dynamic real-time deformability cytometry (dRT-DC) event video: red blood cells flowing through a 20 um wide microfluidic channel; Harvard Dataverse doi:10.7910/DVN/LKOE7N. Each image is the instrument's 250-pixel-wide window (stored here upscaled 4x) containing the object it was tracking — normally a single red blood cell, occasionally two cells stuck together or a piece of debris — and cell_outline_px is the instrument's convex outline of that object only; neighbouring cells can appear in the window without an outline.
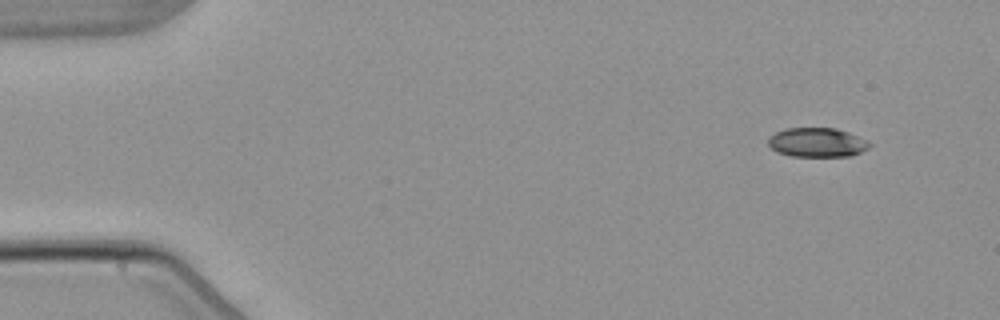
{"species": "common noctule bat (a hibernating species)", "species_latin": "Nyctalus noctula", "temperature_condition": "warm", "stored_images_in_passage": 4, "camera_frame_rate_fps": 3000, "um_per_image_px": 0.085, "animal": {"sex": "male", "body_mass_g": 21.5, "forearm_length_mm": 52.0}, "frame": {"image": 1, "passage_image": 1, "time_ms": 0.0, "image_size_px": [1000, 320], "cell_outline_px": [[872, 144], [868, 148], [852, 156], [792, 156], [776, 152], [768, 144], [768, 136], [784, 128], [836, 128], [848, 132], [868, 140]], "centroid_in_image_um": [69.45, 12.1], "position_along_channel_um": 15.6, "area_um2": 17.4}}
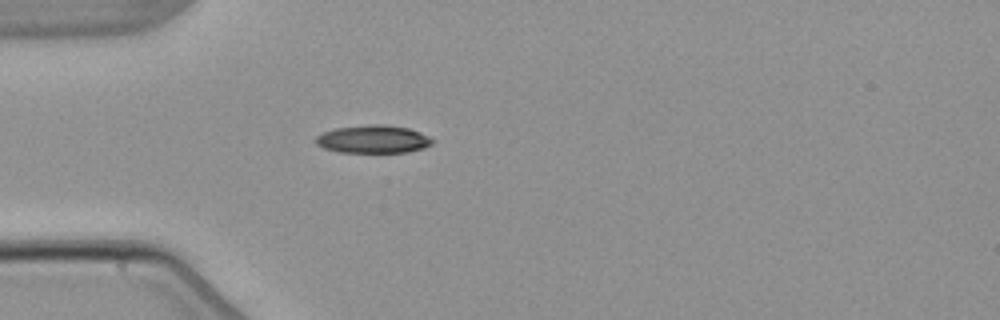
{"frame": {"image": 2, "passage_image": 4, "time_ms": 3.667, "image_size_px": [1000, 320], "cell_outline_px": [[436, 140], [432, 144], [424, 148], [408, 152], [340, 152], [324, 148], [316, 144], [316, 136], [324, 132], [336, 128], [372, 124], [384, 124], [408, 128], [420, 132]], "centroid_in_image_um": [31.76, 11.83], "position_along_channel_um": 53.2, "area_um2": 18.96}}